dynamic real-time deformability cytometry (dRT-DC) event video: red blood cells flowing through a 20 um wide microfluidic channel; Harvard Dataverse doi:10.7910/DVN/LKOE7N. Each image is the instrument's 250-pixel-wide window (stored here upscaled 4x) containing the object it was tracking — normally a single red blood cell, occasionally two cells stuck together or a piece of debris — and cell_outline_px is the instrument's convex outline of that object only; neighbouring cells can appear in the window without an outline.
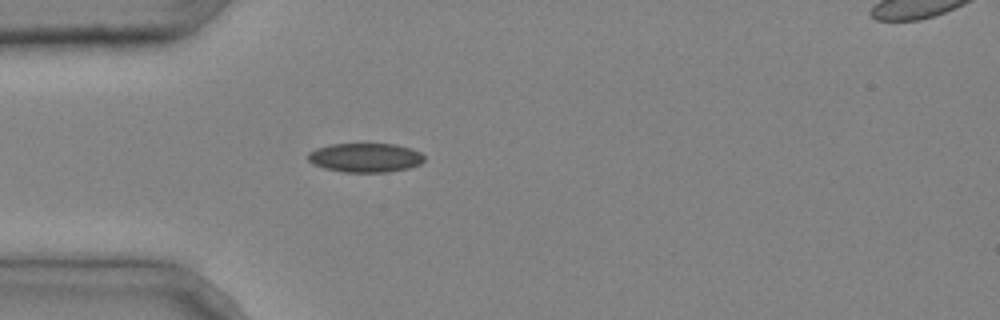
{"species": "common noctule bat (a hibernating species)", "species_latin": "Nyctalus noctula", "temperature_condition": "cold", "stored_images_in_passage": 1, "camera_frame_rate_fps": 3000, "um_per_image_px": 0.085, "animal": {"sex": "male", "body_mass_g": 20.4}, "frame": {"image": 1, "passage_image": 1, "time_ms": 0.0, "image_size_px": [1000, 320], "cell_outline_px": [[424, 160], [420, 164], [408, 168], [388, 172], [344, 172], [324, 168], [312, 164], [308, 160], [308, 152], [316, 148], [332, 144], [396, 144], [412, 148], [420, 152], [424, 156]], "centroid_in_image_um": [31.05, 13.4], "position_along_channel_um": 53.9, "area_um2": 19.83}}